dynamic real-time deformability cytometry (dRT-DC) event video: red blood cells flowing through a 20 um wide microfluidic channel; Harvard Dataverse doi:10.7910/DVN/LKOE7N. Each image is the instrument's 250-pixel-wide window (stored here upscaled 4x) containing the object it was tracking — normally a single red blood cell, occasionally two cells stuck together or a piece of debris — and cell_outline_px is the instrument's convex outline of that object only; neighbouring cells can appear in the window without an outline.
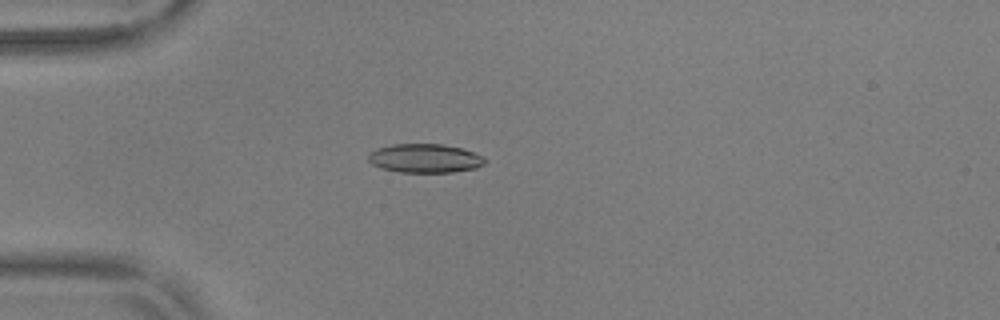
{"species": "common noctule bat (a hibernating species)", "species_latin": "Nyctalus noctula", "temperature_condition": "warm", "stored_images_in_passage": 55, "camera_frame_rate_fps": 3000, "um_per_image_px": 0.085, "animal": {"sex": "male", "body_mass_g": 17.9, "forearm_length_mm": 54.2}, "frame": {"image": 1, "passage_image": 16, "time_ms": 5.0, "image_size_px": [1000, 320], "cell_outline_px": [[488, 160], [484, 164], [476, 168], [452, 172], [400, 172], [380, 168], [372, 164], [368, 160], [368, 156], [376, 148], [392, 144], [444, 144], [460, 148], [472, 152]], "centroid_in_image_um": [36.1, 13.46], "position_along_channel_um": 48.9, "area_um2": 19.54}}
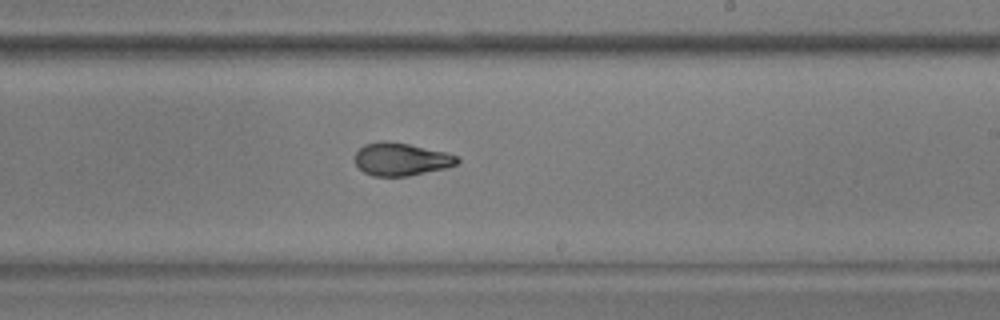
{"frame": {"image": 2, "passage_image": 34, "time_ms": 11.0, "image_size_px": [1000, 320], "cell_outline_px": [[460, 160], [456, 164], [444, 168], [408, 176], [372, 176], [364, 172], [356, 164], [356, 152], [364, 144], [380, 140], [388, 140], [408, 144], [444, 152], [460, 156]], "centroid_in_image_um": [34.08, 13.52], "position_along_channel_um": 254.9, "area_um2": 19.48}}
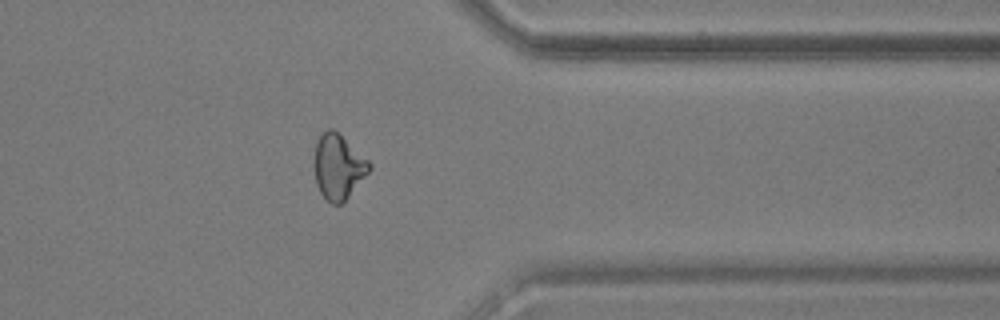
{"frame": {"image": 3, "passage_image": 45, "time_ms": 14.667, "image_size_px": [1000, 320], "cell_outline_px": [[372, 168], [348, 196], [340, 204], [332, 204], [320, 192], [316, 184], [316, 140], [328, 128], [332, 128], [368, 160], [372, 164]], "centroid_in_image_um": [28.77, 14.17], "position_along_channel_um": 382.6, "area_um2": 20.06}, "authors_computed_cell_mechanics": {"area_um2": 20.1144, "velocity_mm_per_s": 3.6933, "shape_relaxation_time_tau1_ms": 4.1508, "shape_relaxation_time_tau2_ms": 1.939, "deformation_change_tau1": 0.1659, "deformation_change_tau2": 0.069}}